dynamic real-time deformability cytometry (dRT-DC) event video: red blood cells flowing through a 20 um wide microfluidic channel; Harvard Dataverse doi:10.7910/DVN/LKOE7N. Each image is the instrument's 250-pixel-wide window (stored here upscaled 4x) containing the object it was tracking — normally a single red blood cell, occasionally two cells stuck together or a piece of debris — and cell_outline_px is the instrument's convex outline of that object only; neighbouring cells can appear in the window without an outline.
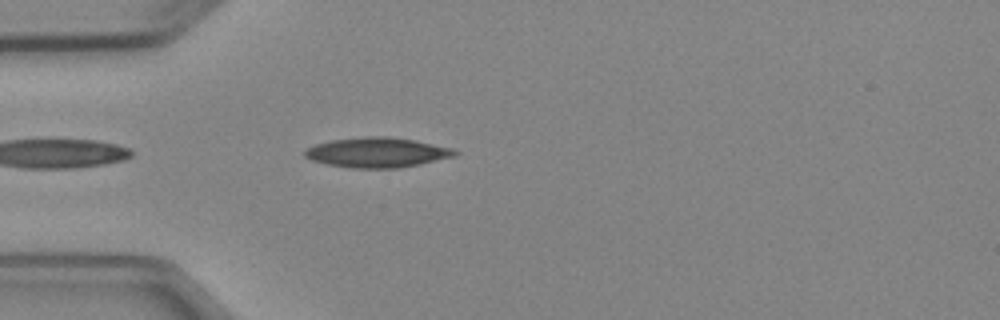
{"species": "Egyptian fruit bat (a non-hibernating species)", "species_latin": "Rousettus aegyptiacus", "temperature_condition": "cold", "stored_images_in_passage": 4, "camera_frame_rate_fps": 3000, "um_per_image_px": 0.085, "animal": {"sex": "female"}, "frame": {"image": 1, "passage_image": 4, "time_ms": 3.667, "image_size_px": [1000, 320], "cell_outline_px": [[460, 152], [456, 156], [420, 164], [400, 168], [352, 168], [328, 164], [312, 160], [304, 156], [304, 148], [316, 144], [332, 140], [364, 136], [388, 136], [416, 140], [452, 148]], "centroid_in_image_um": [32.07, 12.95], "position_along_channel_um": 52.9, "area_um2": 26.36}}